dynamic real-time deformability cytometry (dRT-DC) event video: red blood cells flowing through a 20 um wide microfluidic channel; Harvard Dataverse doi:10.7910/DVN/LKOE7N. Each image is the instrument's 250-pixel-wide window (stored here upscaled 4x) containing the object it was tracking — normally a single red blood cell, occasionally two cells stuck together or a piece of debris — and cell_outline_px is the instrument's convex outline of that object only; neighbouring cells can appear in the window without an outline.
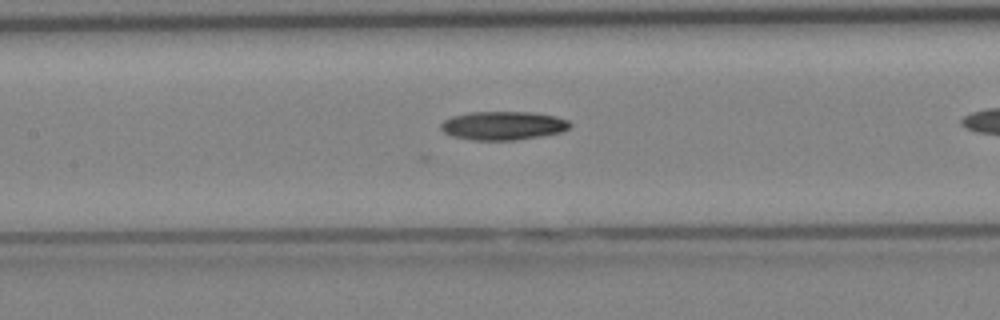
{"species": "Egyptian fruit bat (a non-hibernating species)", "species_latin": "Rousettus aegyptiacus", "temperature_condition": "cold", "stored_images_in_passage": 15, "camera_frame_rate_fps": 3000, "um_per_image_px": 0.085, "animal": {"sex": "female"}, "frame": {"image": 1, "passage_image": 9, "time_ms": 2.667, "image_size_px": [1000, 320], "cell_outline_px": [[572, 124], [568, 128], [560, 132], [540, 136], [516, 140], [472, 140], [452, 136], [444, 132], [440, 128], [440, 124], [444, 120], [452, 116], [468, 112], [532, 112], [556, 116], [568, 120]], "centroid_in_image_um": [42.74, 10.67], "position_along_channel_um": 164.7, "area_um2": 21.56}}